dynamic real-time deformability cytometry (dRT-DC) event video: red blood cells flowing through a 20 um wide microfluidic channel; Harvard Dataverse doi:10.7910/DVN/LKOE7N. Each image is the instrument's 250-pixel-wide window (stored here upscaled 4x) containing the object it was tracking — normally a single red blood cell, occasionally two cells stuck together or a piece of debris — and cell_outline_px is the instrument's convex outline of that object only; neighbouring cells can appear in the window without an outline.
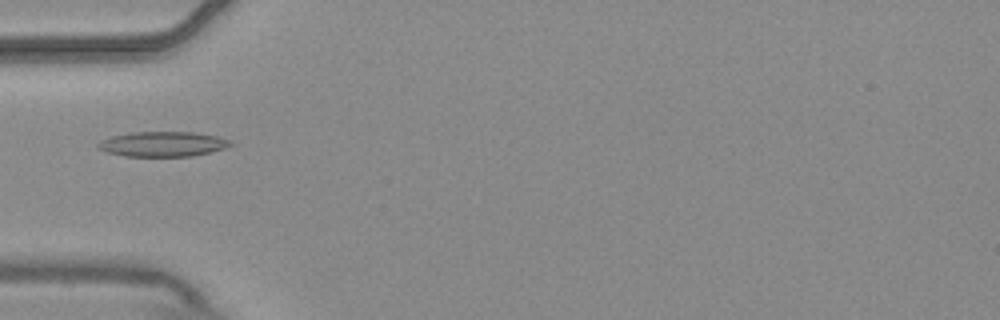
{"species": "common noctule bat (a hibernating species)", "species_latin": "Nyctalus noctula", "temperature_condition": "warm", "stored_images_in_passage": 5, "camera_frame_rate_fps": 3000, "um_per_image_px": 0.085, "animal": {"sex": "male", "body_mass_g": 20.4}, "frame": {"image": 1, "passage_image": 5, "time_ms": 1.333, "image_size_px": [1000, 320], "cell_outline_px": [[236, 144], [212, 152], [192, 156], [124, 156], [108, 152], [96, 148], [96, 144], [100, 140], [112, 136], [132, 132], [192, 132], [216, 136], [232, 140]], "centroid_in_image_um": [13.85, 12.24], "position_along_channel_um": 71.1, "area_um2": 19.42}}